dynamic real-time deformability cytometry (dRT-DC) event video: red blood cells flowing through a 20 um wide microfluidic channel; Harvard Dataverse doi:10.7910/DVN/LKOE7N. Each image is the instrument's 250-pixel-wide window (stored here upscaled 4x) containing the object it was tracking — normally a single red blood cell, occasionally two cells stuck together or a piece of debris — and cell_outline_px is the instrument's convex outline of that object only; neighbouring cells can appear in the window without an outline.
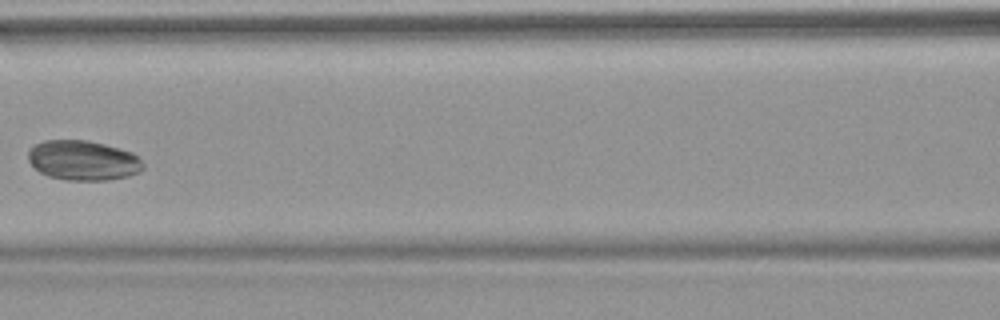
{"species": "common noctule bat (a hibernating species)", "species_latin": "Nyctalus noctula", "temperature_condition": "warm", "stored_images_in_passage": 7, "camera_frame_rate_fps": 3000, "um_per_image_px": 0.085, "animal": {"sex": "female", "body_mass_g": 18.4}, "frame": {"image": 1, "passage_image": 7, "time_ms": 7.667, "image_size_px": [1000, 320], "cell_outline_px": [[144, 168], [140, 172], [128, 176], [104, 180], [68, 180], [48, 176], [40, 172], [28, 160], [28, 152], [36, 144], [44, 140], [88, 140], [120, 148], [132, 152], [140, 156], [144, 164]], "centroid_in_image_um": [7.11, 13.63], "position_along_channel_um": 159.5, "area_um2": 26.76}}